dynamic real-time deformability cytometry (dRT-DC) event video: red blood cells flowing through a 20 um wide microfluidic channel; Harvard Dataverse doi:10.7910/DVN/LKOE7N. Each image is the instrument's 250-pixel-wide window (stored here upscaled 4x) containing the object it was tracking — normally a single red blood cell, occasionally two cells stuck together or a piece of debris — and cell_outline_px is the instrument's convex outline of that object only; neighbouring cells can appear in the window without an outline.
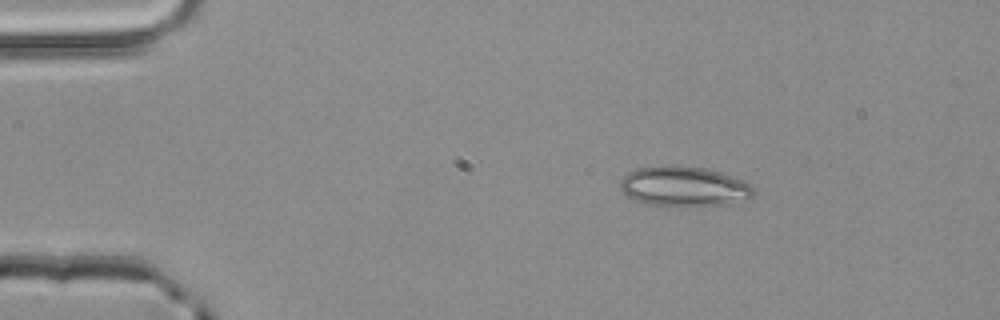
{"species": "common noctule bat (a hibernating species)", "species_latin": "Nyctalus noctula", "temperature_condition": "room temperature", "stored_images_in_passage": 2, "camera_frame_rate_fps": 3000, "um_per_image_px": 0.085, "animal": {"sex": "male", "body_mass_g": 20.4}, "frame": {"image": 1, "passage_image": 1, "time_ms": 0.0, "image_size_px": [1000, 320], "cell_outline_px": [[756, 192], [752, 196], [728, 204], [680, 208], [668, 208], [636, 200], [628, 196], [620, 188], [620, 180], [628, 172], [636, 168], [668, 164], [676, 164], [704, 168], [720, 172], [732, 176], [748, 184]], "centroid_in_image_um": [58.09, 15.86], "position_along_channel_um": 26.9, "area_um2": 31.62}}